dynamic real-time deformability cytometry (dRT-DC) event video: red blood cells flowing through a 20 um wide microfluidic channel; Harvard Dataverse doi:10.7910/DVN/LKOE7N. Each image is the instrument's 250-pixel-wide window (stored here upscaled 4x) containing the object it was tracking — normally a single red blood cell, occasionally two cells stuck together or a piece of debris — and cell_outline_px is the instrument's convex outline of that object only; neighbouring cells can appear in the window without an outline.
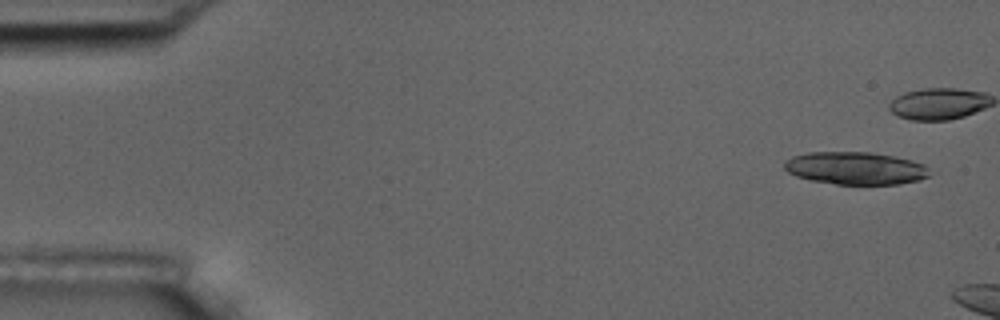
{"species": "common noctule bat (a hibernating species)", "species_latin": "Nyctalus noctula", "temperature_condition": "room temperature", "stored_images_in_passage": 4, "camera_frame_rate_fps": 3000, "um_per_image_px": 0.085, "animal": {"sex": "male", "body_mass_g": 17.5, "forearm_length_mm": 52.3}, "frame": {"image": 1, "passage_image": 1, "time_ms": 0.0, "image_size_px": [1000, 320], "cell_outline_px": [[928, 176], [920, 180], [900, 184], [836, 184], [812, 180], [796, 176], [788, 172], [784, 168], [784, 160], [792, 156], [808, 152], [872, 152], [912, 160], [924, 164], [928, 168]], "centroid_in_image_um": [72.7, 14.29], "position_along_channel_um": 12.3, "area_um2": 27.63}}